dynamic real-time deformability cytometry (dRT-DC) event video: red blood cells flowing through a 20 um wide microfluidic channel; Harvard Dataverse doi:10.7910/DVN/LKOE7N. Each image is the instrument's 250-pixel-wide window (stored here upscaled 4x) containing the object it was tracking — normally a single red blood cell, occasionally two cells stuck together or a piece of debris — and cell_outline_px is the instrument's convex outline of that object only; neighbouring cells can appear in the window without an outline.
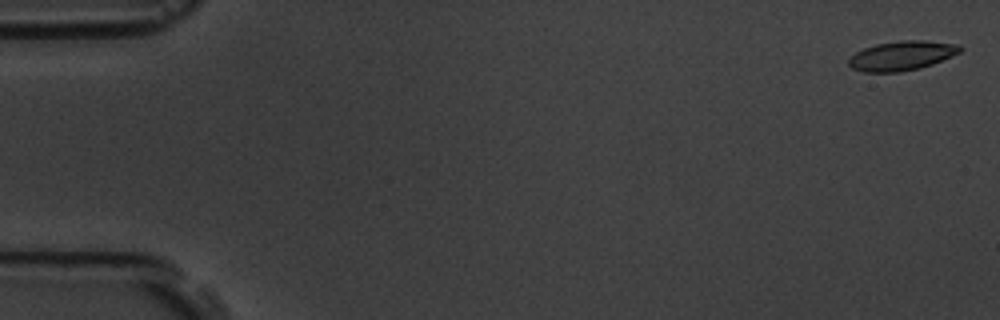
{"species": "common noctule bat (a hibernating species)", "species_latin": "Nyctalus noctula", "temperature_condition": "room temperature", "stored_images_in_passage": 6, "camera_frame_rate_fps": 3000, "um_per_image_px": 0.085, "animal": {"sex": "male", "body_mass_g": 19.5, "forearm_length_mm": 54.6}, "frame": {"image": 1, "passage_image": 6, "time_ms": 6.0, "image_size_px": [1000, 320], "cell_outline_px": [[964, 48], [960, 52], [952, 56], [932, 64], [920, 68], [900, 72], [864, 72], [852, 68], [848, 64], [848, 60], [856, 52], [864, 48], [876, 44], [900, 40], [924, 40], [960, 44]], "centroid_in_image_um": [76.68, 4.73], "position_along_channel_um": 8.3, "area_um2": 19.19}}